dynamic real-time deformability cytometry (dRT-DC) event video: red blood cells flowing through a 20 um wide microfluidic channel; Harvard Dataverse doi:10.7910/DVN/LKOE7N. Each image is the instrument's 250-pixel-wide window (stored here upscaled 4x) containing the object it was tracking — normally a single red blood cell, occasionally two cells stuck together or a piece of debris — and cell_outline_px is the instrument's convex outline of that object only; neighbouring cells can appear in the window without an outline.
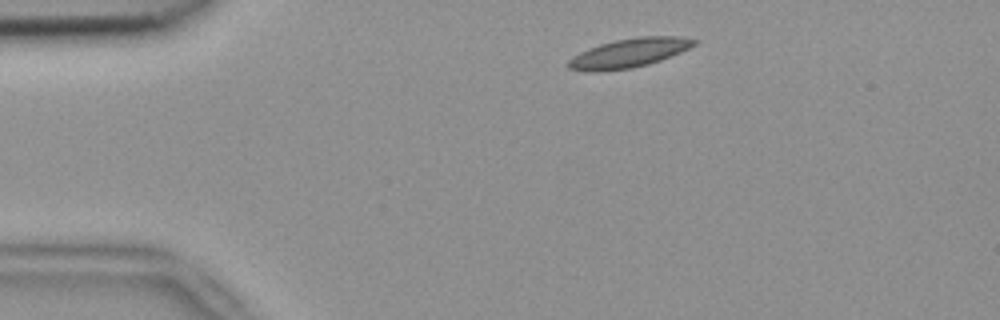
{"species": "common noctule bat (a hibernating species)", "species_latin": "Nyctalus noctula", "temperature_condition": "room temperature", "stored_images_in_passage": 5, "camera_frame_rate_fps": 3000, "um_per_image_px": 0.085, "animal": {"sex": "female", "body_mass_g": 18.4}, "frame": {"image": 1, "passage_image": 1, "time_ms": 0.0, "image_size_px": [1000, 320], "cell_outline_px": [[700, 40], [696, 44], [680, 52], [660, 60], [648, 64], [632, 68], [600, 72], [588, 72], [568, 68], [568, 60], [572, 56], [588, 48], [600, 44], [616, 40], [640, 36], [680, 36]], "centroid_in_image_um": [53.46, 4.51], "position_along_channel_um": 31.5, "area_um2": 21.39}}